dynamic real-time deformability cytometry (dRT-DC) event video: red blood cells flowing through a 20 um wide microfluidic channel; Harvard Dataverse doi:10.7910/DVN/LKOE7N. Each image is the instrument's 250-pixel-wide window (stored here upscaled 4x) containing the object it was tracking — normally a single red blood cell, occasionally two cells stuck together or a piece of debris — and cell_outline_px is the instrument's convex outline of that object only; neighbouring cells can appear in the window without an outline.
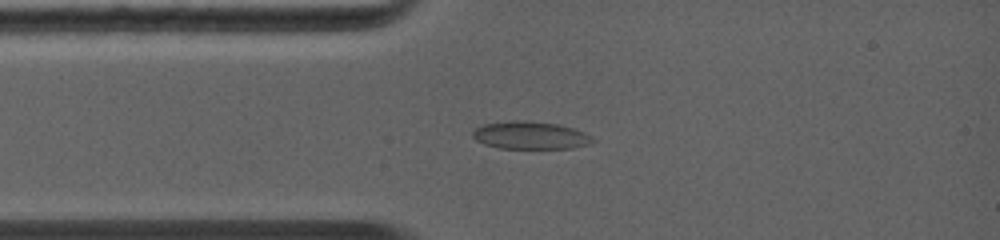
{"species": "common noctule bat (a hibernating species)", "species_latin": "Nyctalus noctula", "temperature_condition": "warm", "stored_images_in_passage": 6, "camera_frame_rate_fps": 5000, "um_per_image_px": 0.085, "animal": {"sex": "female", "body_mass_g": 19.0, "forearm_length_mm": 56.7}, "frame": {"image": 1, "passage_image": 6, "time_ms": 2.0, "image_size_px": [1000, 240], "cell_outline_px": [[588, 144], [572, 148], [500, 148], [484, 144], [476, 140], [472, 136], [472, 132], [476, 128], [488, 124], [556, 124], [572, 128], [588, 136]], "centroid_in_image_um": [45.02, 11.57], "position_along_channel_um": 40.0, "area_um2": 17.51}}